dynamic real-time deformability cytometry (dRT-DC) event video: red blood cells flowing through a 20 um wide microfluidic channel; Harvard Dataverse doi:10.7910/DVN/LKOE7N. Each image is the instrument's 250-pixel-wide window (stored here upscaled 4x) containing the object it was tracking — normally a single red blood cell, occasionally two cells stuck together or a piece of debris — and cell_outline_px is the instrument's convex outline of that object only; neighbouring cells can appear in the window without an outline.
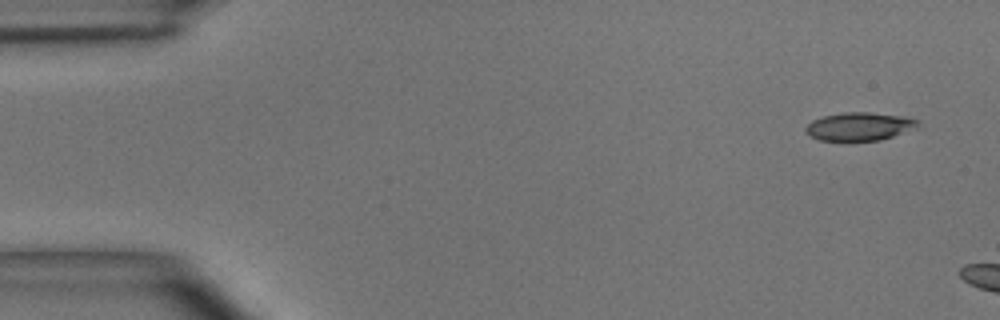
{"species": "common noctule bat (a hibernating species)", "species_latin": "Nyctalus noctula", "temperature_condition": "room temperature", "stored_images_in_passage": 3, "camera_frame_rate_fps": 3000, "um_per_image_px": 0.085, "animal": {"sex": "male", "body_mass_g": 15.6}, "frame": {"image": 1, "passage_image": 1, "time_ms": 0.0, "image_size_px": [1000, 320], "cell_outline_px": [[920, 124], [916, 128], [880, 140], [820, 140], [812, 136], [804, 128], [812, 120], [824, 116], [844, 112], [868, 112], [904, 116], [920, 120]], "centroid_in_image_um": [73.09, 10.73], "position_along_channel_um": 11.9, "area_um2": 18.21}}